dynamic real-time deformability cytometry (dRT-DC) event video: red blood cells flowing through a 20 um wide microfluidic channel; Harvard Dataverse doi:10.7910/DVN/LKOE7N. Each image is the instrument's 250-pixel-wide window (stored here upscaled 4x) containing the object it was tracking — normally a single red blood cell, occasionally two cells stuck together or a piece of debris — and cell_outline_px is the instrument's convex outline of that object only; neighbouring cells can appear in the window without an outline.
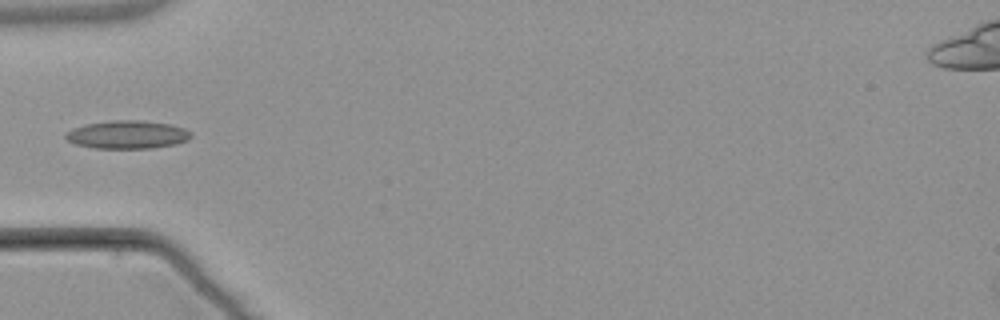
{"species": "common noctule bat (a hibernating species)", "species_latin": "Nyctalus noctula", "temperature_condition": "warm", "stored_images_in_passage": 5, "camera_frame_rate_fps": 3000, "um_per_image_px": 0.085, "animal": {"sex": "male", "body_mass_g": 21.5, "forearm_length_mm": 52.0}, "frame": {"image": 1, "passage_image": 5, "time_ms": 6.0, "image_size_px": [1000, 320], "cell_outline_px": [[192, 136], [188, 140], [176, 144], [152, 148], [92, 148], [76, 144], [68, 140], [64, 136], [64, 132], [72, 128], [88, 124], [112, 120], [140, 120], [172, 124], [184, 128], [192, 132]], "centroid_in_image_um": [10.84, 11.44], "position_along_channel_um": 74.2, "area_um2": 20.69}}